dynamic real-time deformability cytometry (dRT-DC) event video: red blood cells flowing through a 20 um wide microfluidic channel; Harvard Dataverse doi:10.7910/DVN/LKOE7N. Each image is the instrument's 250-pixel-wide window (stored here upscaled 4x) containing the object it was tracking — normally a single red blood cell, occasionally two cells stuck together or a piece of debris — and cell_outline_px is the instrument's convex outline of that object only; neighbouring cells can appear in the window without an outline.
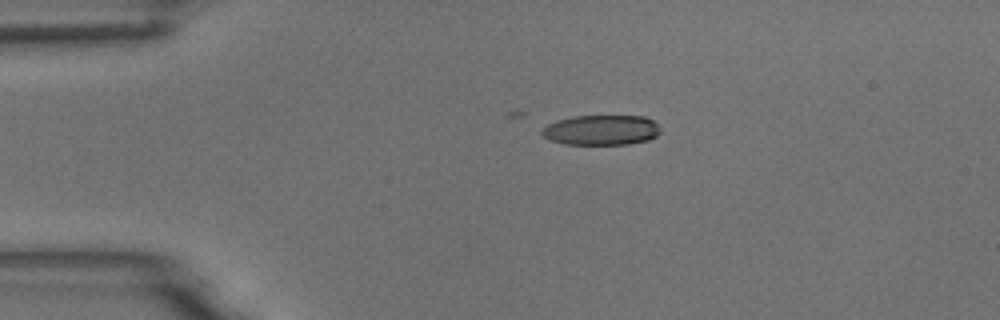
{"species": "common noctule bat (a hibernating species)", "species_latin": "Nyctalus noctula", "temperature_condition": "room temperature", "stored_images_in_passage": 3, "camera_frame_rate_fps": 3000, "um_per_image_px": 0.085, "animal": {"sex": "male", "body_mass_g": 18.8}, "frame": {"image": 1, "passage_image": 3, "time_ms": 0.667, "image_size_px": [1000, 320], "cell_outline_px": [[660, 132], [656, 136], [648, 140], [628, 144], [564, 144], [552, 140], [544, 136], [540, 132], [548, 124], [556, 120], [572, 116], [644, 116], [652, 120], [660, 128]], "centroid_in_image_um": [51.12, 11.05], "position_along_channel_um": 33.9, "area_um2": 20.69}}